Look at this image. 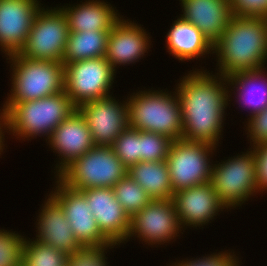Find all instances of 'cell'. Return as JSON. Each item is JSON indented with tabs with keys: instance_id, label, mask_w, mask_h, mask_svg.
Here are the masks:
<instances>
[{
	"instance_id": "f546056e",
	"label": "cell",
	"mask_w": 267,
	"mask_h": 266,
	"mask_svg": "<svg viewBox=\"0 0 267 266\" xmlns=\"http://www.w3.org/2000/svg\"><path fill=\"white\" fill-rule=\"evenodd\" d=\"M229 249L225 250L224 248L223 250L222 248L221 251H210L209 254H205L202 257L175 258L174 262L170 261L166 266H241L243 263L238 254L239 252Z\"/></svg>"
},
{
	"instance_id": "4fadbf2b",
	"label": "cell",
	"mask_w": 267,
	"mask_h": 266,
	"mask_svg": "<svg viewBox=\"0 0 267 266\" xmlns=\"http://www.w3.org/2000/svg\"><path fill=\"white\" fill-rule=\"evenodd\" d=\"M121 98L117 99V96L115 98L111 94L77 107L89 127L95 145L111 146L129 127L126 97L124 95Z\"/></svg>"
},
{
	"instance_id": "d6986e66",
	"label": "cell",
	"mask_w": 267,
	"mask_h": 266,
	"mask_svg": "<svg viewBox=\"0 0 267 266\" xmlns=\"http://www.w3.org/2000/svg\"><path fill=\"white\" fill-rule=\"evenodd\" d=\"M40 205L36 214L34 239L40 243L47 244L55 249L63 251L67 255L79 249L81 245L76 240L66 219L61 206L48 194Z\"/></svg>"
},
{
	"instance_id": "1f68e13d",
	"label": "cell",
	"mask_w": 267,
	"mask_h": 266,
	"mask_svg": "<svg viewBox=\"0 0 267 266\" xmlns=\"http://www.w3.org/2000/svg\"><path fill=\"white\" fill-rule=\"evenodd\" d=\"M117 244L99 245V246H81L72 254L68 255V266H109L108 256ZM111 249V250H110ZM109 252V254H108ZM108 254V255H107Z\"/></svg>"
},
{
	"instance_id": "4dcf8cb0",
	"label": "cell",
	"mask_w": 267,
	"mask_h": 266,
	"mask_svg": "<svg viewBox=\"0 0 267 266\" xmlns=\"http://www.w3.org/2000/svg\"><path fill=\"white\" fill-rule=\"evenodd\" d=\"M171 142L166 135L140 130V162L165 161Z\"/></svg>"
},
{
	"instance_id": "2e32d148",
	"label": "cell",
	"mask_w": 267,
	"mask_h": 266,
	"mask_svg": "<svg viewBox=\"0 0 267 266\" xmlns=\"http://www.w3.org/2000/svg\"><path fill=\"white\" fill-rule=\"evenodd\" d=\"M57 158L51 175L57 177L76 158L91 150L95 144L85 119L78 110L64 119L46 141ZM55 153V154H54Z\"/></svg>"
},
{
	"instance_id": "ac0fdd59",
	"label": "cell",
	"mask_w": 267,
	"mask_h": 266,
	"mask_svg": "<svg viewBox=\"0 0 267 266\" xmlns=\"http://www.w3.org/2000/svg\"><path fill=\"white\" fill-rule=\"evenodd\" d=\"M86 198L101 233L111 242L122 246L130 230V217L116 200L112 188L79 190Z\"/></svg>"
},
{
	"instance_id": "7a4b0ae2",
	"label": "cell",
	"mask_w": 267,
	"mask_h": 266,
	"mask_svg": "<svg viewBox=\"0 0 267 266\" xmlns=\"http://www.w3.org/2000/svg\"><path fill=\"white\" fill-rule=\"evenodd\" d=\"M213 57L214 73L225 77L267 67V17L233 15L213 44Z\"/></svg>"
},
{
	"instance_id": "836d02e7",
	"label": "cell",
	"mask_w": 267,
	"mask_h": 266,
	"mask_svg": "<svg viewBox=\"0 0 267 266\" xmlns=\"http://www.w3.org/2000/svg\"><path fill=\"white\" fill-rule=\"evenodd\" d=\"M236 16L267 17V0H230Z\"/></svg>"
},
{
	"instance_id": "d4e9b609",
	"label": "cell",
	"mask_w": 267,
	"mask_h": 266,
	"mask_svg": "<svg viewBox=\"0 0 267 266\" xmlns=\"http://www.w3.org/2000/svg\"><path fill=\"white\" fill-rule=\"evenodd\" d=\"M111 30L69 32L63 65L80 60L105 57Z\"/></svg>"
},
{
	"instance_id": "8992f818",
	"label": "cell",
	"mask_w": 267,
	"mask_h": 266,
	"mask_svg": "<svg viewBox=\"0 0 267 266\" xmlns=\"http://www.w3.org/2000/svg\"><path fill=\"white\" fill-rule=\"evenodd\" d=\"M256 173L255 153L252 147L238 154L236 152L233 157L231 155L219 161L215 159L211 183L220 202L228 211L240 209L243 204L260 195Z\"/></svg>"
},
{
	"instance_id": "277c9868",
	"label": "cell",
	"mask_w": 267,
	"mask_h": 266,
	"mask_svg": "<svg viewBox=\"0 0 267 266\" xmlns=\"http://www.w3.org/2000/svg\"><path fill=\"white\" fill-rule=\"evenodd\" d=\"M5 58L7 66L10 65L11 86L0 104L4 114L19 102L38 100L63 91V63L26 58L19 52Z\"/></svg>"
},
{
	"instance_id": "ffe728a7",
	"label": "cell",
	"mask_w": 267,
	"mask_h": 266,
	"mask_svg": "<svg viewBox=\"0 0 267 266\" xmlns=\"http://www.w3.org/2000/svg\"><path fill=\"white\" fill-rule=\"evenodd\" d=\"M179 16L195 25L214 44L234 15L230 0H178Z\"/></svg>"
},
{
	"instance_id": "ba28073f",
	"label": "cell",
	"mask_w": 267,
	"mask_h": 266,
	"mask_svg": "<svg viewBox=\"0 0 267 266\" xmlns=\"http://www.w3.org/2000/svg\"><path fill=\"white\" fill-rule=\"evenodd\" d=\"M218 150L205 142L172 140L166 162L173 193L210 182Z\"/></svg>"
},
{
	"instance_id": "e575fe53",
	"label": "cell",
	"mask_w": 267,
	"mask_h": 266,
	"mask_svg": "<svg viewBox=\"0 0 267 266\" xmlns=\"http://www.w3.org/2000/svg\"><path fill=\"white\" fill-rule=\"evenodd\" d=\"M256 161V182L260 197L267 195V142L252 147Z\"/></svg>"
},
{
	"instance_id": "3957f363",
	"label": "cell",
	"mask_w": 267,
	"mask_h": 266,
	"mask_svg": "<svg viewBox=\"0 0 267 266\" xmlns=\"http://www.w3.org/2000/svg\"><path fill=\"white\" fill-rule=\"evenodd\" d=\"M139 88L126 95L129 127L163 134L171 140L181 139L182 109L175 87Z\"/></svg>"
},
{
	"instance_id": "44dd1931",
	"label": "cell",
	"mask_w": 267,
	"mask_h": 266,
	"mask_svg": "<svg viewBox=\"0 0 267 266\" xmlns=\"http://www.w3.org/2000/svg\"><path fill=\"white\" fill-rule=\"evenodd\" d=\"M177 18V19H176ZM165 36L166 52L185 64L196 60H207L213 56V44L192 23L176 16ZM210 55V57H209Z\"/></svg>"
},
{
	"instance_id": "7402d4cb",
	"label": "cell",
	"mask_w": 267,
	"mask_h": 266,
	"mask_svg": "<svg viewBox=\"0 0 267 266\" xmlns=\"http://www.w3.org/2000/svg\"><path fill=\"white\" fill-rule=\"evenodd\" d=\"M65 14L69 32L112 30L123 16L107 0H81L64 5L56 4ZM66 5V6H65Z\"/></svg>"
},
{
	"instance_id": "6da1fadb",
	"label": "cell",
	"mask_w": 267,
	"mask_h": 266,
	"mask_svg": "<svg viewBox=\"0 0 267 266\" xmlns=\"http://www.w3.org/2000/svg\"><path fill=\"white\" fill-rule=\"evenodd\" d=\"M199 67L183 73L174 86L182 109L181 139L221 147L224 125L229 124L225 123L229 107L227 77Z\"/></svg>"
},
{
	"instance_id": "cb8c5ba5",
	"label": "cell",
	"mask_w": 267,
	"mask_h": 266,
	"mask_svg": "<svg viewBox=\"0 0 267 266\" xmlns=\"http://www.w3.org/2000/svg\"><path fill=\"white\" fill-rule=\"evenodd\" d=\"M127 173L148 193L152 200L173 198L174 193L166 160L141 161L131 166Z\"/></svg>"
},
{
	"instance_id": "d6a6232c",
	"label": "cell",
	"mask_w": 267,
	"mask_h": 266,
	"mask_svg": "<svg viewBox=\"0 0 267 266\" xmlns=\"http://www.w3.org/2000/svg\"><path fill=\"white\" fill-rule=\"evenodd\" d=\"M244 121L243 136L246 135L249 147L267 142V107L248 119L244 118Z\"/></svg>"
},
{
	"instance_id": "484cf974",
	"label": "cell",
	"mask_w": 267,
	"mask_h": 266,
	"mask_svg": "<svg viewBox=\"0 0 267 266\" xmlns=\"http://www.w3.org/2000/svg\"><path fill=\"white\" fill-rule=\"evenodd\" d=\"M68 255L47 244L40 243L33 237H25L23 245L24 266H66Z\"/></svg>"
},
{
	"instance_id": "5bb4252c",
	"label": "cell",
	"mask_w": 267,
	"mask_h": 266,
	"mask_svg": "<svg viewBox=\"0 0 267 266\" xmlns=\"http://www.w3.org/2000/svg\"><path fill=\"white\" fill-rule=\"evenodd\" d=\"M124 15L114 24L109 33L105 55L117 74V69H121L122 66H133L136 62H141L139 60L146 58L154 42L147 28L138 24L137 20L132 21Z\"/></svg>"
},
{
	"instance_id": "d590c367",
	"label": "cell",
	"mask_w": 267,
	"mask_h": 266,
	"mask_svg": "<svg viewBox=\"0 0 267 266\" xmlns=\"http://www.w3.org/2000/svg\"><path fill=\"white\" fill-rule=\"evenodd\" d=\"M5 137H7L6 120H5L4 113L2 112V110L0 108V158H4V157H2V155L4 153H6L5 151H7L6 149L9 146V145H7L8 142L6 140L7 138H5Z\"/></svg>"
},
{
	"instance_id": "4316f807",
	"label": "cell",
	"mask_w": 267,
	"mask_h": 266,
	"mask_svg": "<svg viewBox=\"0 0 267 266\" xmlns=\"http://www.w3.org/2000/svg\"><path fill=\"white\" fill-rule=\"evenodd\" d=\"M112 189L116 200L130 218L152 201L148 193L128 173Z\"/></svg>"
},
{
	"instance_id": "603a6c76",
	"label": "cell",
	"mask_w": 267,
	"mask_h": 266,
	"mask_svg": "<svg viewBox=\"0 0 267 266\" xmlns=\"http://www.w3.org/2000/svg\"><path fill=\"white\" fill-rule=\"evenodd\" d=\"M267 67L259 70L238 71L227 77L229 108L231 102L246 111L248 118L267 107ZM237 103V104H236Z\"/></svg>"
},
{
	"instance_id": "e0dca14e",
	"label": "cell",
	"mask_w": 267,
	"mask_h": 266,
	"mask_svg": "<svg viewBox=\"0 0 267 266\" xmlns=\"http://www.w3.org/2000/svg\"><path fill=\"white\" fill-rule=\"evenodd\" d=\"M42 0H0V51L2 57L24 47Z\"/></svg>"
},
{
	"instance_id": "7c38bea8",
	"label": "cell",
	"mask_w": 267,
	"mask_h": 266,
	"mask_svg": "<svg viewBox=\"0 0 267 266\" xmlns=\"http://www.w3.org/2000/svg\"><path fill=\"white\" fill-rule=\"evenodd\" d=\"M51 179L54 180L53 187L47 192L63 209L79 244L81 246L112 244L99 230L85 196L79 190L69 188L58 177L53 176Z\"/></svg>"
},
{
	"instance_id": "9c48e42d",
	"label": "cell",
	"mask_w": 267,
	"mask_h": 266,
	"mask_svg": "<svg viewBox=\"0 0 267 266\" xmlns=\"http://www.w3.org/2000/svg\"><path fill=\"white\" fill-rule=\"evenodd\" d=\"M184 233L173 200L156 199L130 218L129 234L122 245L132 239L144 243L147 249L167 247Z\"/></svg>"
},
{
	"instance_id": "5b68a950",
	"label": "cell",
	"mask_w": 267,
	"mask_h": 266,
	"mask_svg": "<svg viewBox=\"0 0 267 266\" xmlns=\"http://www.w3.org/2000/svg\"><path fill=\"white\" fill-rule=\"evenodd\" d=\"M75 110L77 107L64 91L38 100L19 102L4 114L7 139L23 143L43 137V141H47L54 129Z\"/></svg>"
},
{
	"instance_id": "f1b7e54d",
	"label": "cell",
	"mask_w": 267,
	"mask_h": 266,
	"mask_svg": "<svg viewBox=\"0 0 267 266\" xmlns=\"http://www.w3.org/2000/svg\"><path fill=\"white\" fill-rule=\"evenodd\" d=\"M26 234L0 228V266H21Z\"/></svg>"
},
{
	"instance_id": "8fae6325",
	"label": "cell",
	"mask_w": 267,
	"mask_h": 266,
	"mask_svg": "<svg viewBox=\"0 0 267 266\" xmlns=\"http://www.w3.org/2000/svg\"><path fill=\"white\" fill-rule=\"evenodd\" d=\"M63 67V91L76 107L113 94L117 73L105 57L66 63Z\"/></svg>"
},
{
	"instance_id": "9a60e30c",
	"label": "cell",
	"mask_w": 267,
	"mask_h": 266,
	"mask_svg": "<svg viewBox=\"0 0 267 266\" xmlns=\"http://www.w3.org/2000/svg\"><path fill=\"white\" fill-rule=\"evenodd\" d=\"M172 200L184 232L188 228L203 230L221 213L229 212L220 202L211 181L177 191Z\"/></svg>"
},
{
	"instance_id": "83f0119b",
	"label": "cell",
	"mask_w": 267,
	"mask_h": 266,
	"mask_svg": "<svg viewBox=\"0 0 267 266\" xmlns=\"http://www.w3.org/2000/svg\"><path fill=\"white\" fill-rule=\"evenodd\" d=\"M121 163L129 169L140 162V130L128 127L111 145Z\"/></svg>"
},
{
	"instance_id": "30bf717a",
	"label": "cell",
	"mask_w": 267,
	"mask_h": 266,
	"mask_svg": "<svg viewBox=\"0 0 267 266\" xmlns=\"http://www.w3.org/2000/svg\"><path fill=\"white\" fill-rule=\"evenodd\" d=\"M68 37L69 26L63 11L57 5L44 4L35 15L19 53L26 58L62 63Z\"/></svg>"
},
{
	"instance_id": "52a82bcc",
	"label": "cell",
	"mask_w": 267,
	"mask_h": 266,
	"mask_svg": "<svg viewBox=\"0 0 267 266\" xmlns=\"http://www.w3.org/2000/svg\"><path fill=\"white\" fill-rule=\"evenodd\" d=\"M128 169L114 153L111 146L95 145L76 158L57 177L69 188H113Z\"/></svg>"
}]
</instances>
